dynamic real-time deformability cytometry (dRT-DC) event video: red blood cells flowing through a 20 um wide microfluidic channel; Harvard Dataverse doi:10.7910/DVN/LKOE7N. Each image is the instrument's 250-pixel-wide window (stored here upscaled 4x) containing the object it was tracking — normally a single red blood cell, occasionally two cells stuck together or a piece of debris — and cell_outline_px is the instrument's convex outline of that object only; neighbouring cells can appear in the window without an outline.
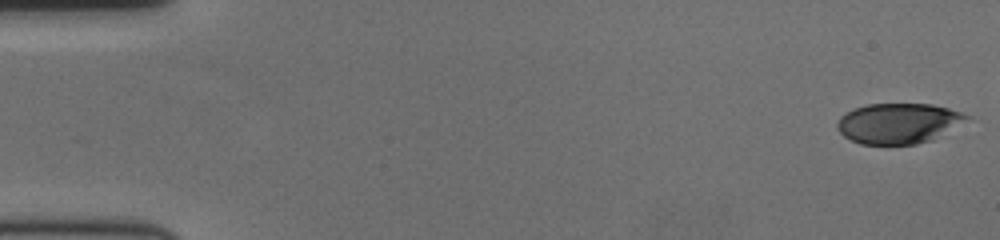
{"species": "human", "species_latin": "Homo sapiens", "temperature_condition": "cold", "stored_images_in_passage": 53, "camera_frame_rate_fps": 3000, "um_per_image_px": 0.085, "donor": {"sex": "female"}, "frame": {"image": 1, "passage_image": 1, "time_ms": 0.0, "image_size_px": [1000, 240], "cell_outline_px": [[968, 116], [932, 140], [916, 144], [860, 144], [844, 136], [836, 128], [836, 124], [840, 116], [856, 108], [868, 104], [932, 104], [948, 108], [960, 112]], "centroid_in_image_um": [76.27, 10.48], "position_along_channel_um": 8.7, "area_um2": 29.71}}
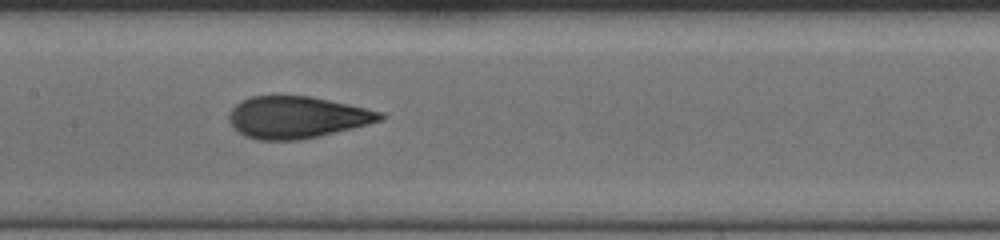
{"frame": {"image": 2, "passage_image": 29, "time_ms": 9.333, "image_size_px": [1000, 240], "cell_outline_px": [[388, 116], [384, 120], [352, 128], [300, 140], [256, 140], [244, 136], [232, 128], [228, 120], [228, 116], [232, 108], [240, 100], [252, 96], [312, 96], [384, 112]], "centroid_in_image_um": [25.23, 9.97], "position_along_channel_um": 182.2, "area_um2": 37.17}}
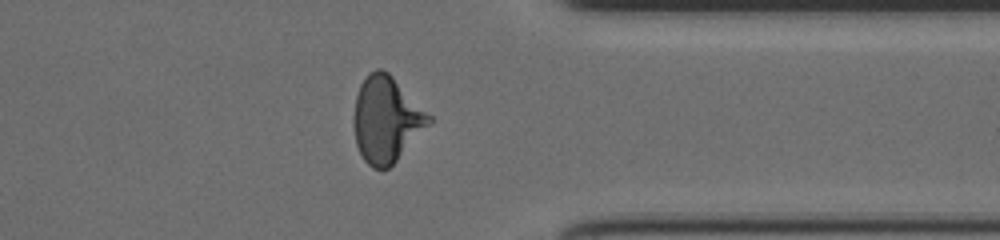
{"frame": {"image": 3, "passage_image": 46, "time_ms": 15.0, "image_size_px": [1000, 240], "cell_outline_px": [[432, 124], [388, 168], [372, 168], [364, 160], [356, 144], [352, 120], [352, 116], [356, 96], [360, 84], [368, 72], [376, 68], [380, 68], [388, 72], [432, 116]], "centroid_in_image_um": [32.83, 10.13], "position_along_channel_um": 378.6, "area_um2": 37.8}}